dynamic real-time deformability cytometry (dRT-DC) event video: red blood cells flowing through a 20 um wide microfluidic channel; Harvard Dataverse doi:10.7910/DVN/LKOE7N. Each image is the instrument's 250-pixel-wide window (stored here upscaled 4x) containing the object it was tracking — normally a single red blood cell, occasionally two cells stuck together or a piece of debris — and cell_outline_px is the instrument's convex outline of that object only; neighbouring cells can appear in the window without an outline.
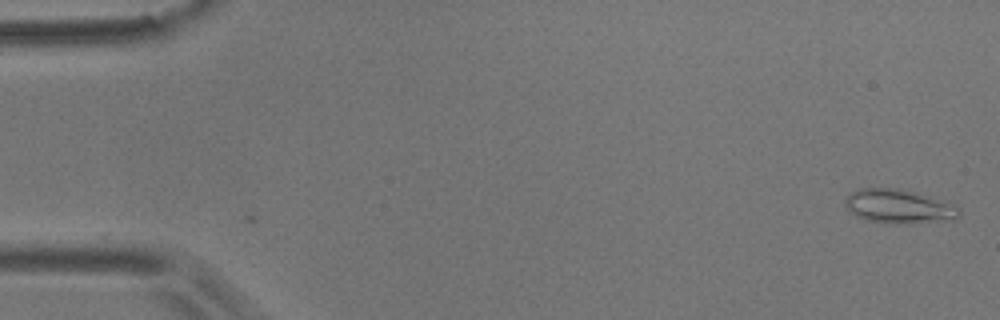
{"species": "common noctule bat (a hibernating species)", "species_latin": "Nyctalus noctula", "temperature_condition": "room temperature", "stored_images_in_passage": 3, "camera_frame_rate_fps": 3000, "um_per_image_px": 0.085, "animal": {"sex": "male", "body_mass_g": 17.9}, "frame": {"image": 1, "passage_image": 1, "time_ms": 0.0, "image_size_px": [1000, 320], "cell_outline_px": [[960, 216], [956, 220], [908, 224], [884, 224], [868, 220], [856, 216], [848, 212], [844, 204], [844, 200], [852, 192], [860, 188], [896, 188], [916, 192], [960, 208]], "centroid_in_image_um": [76.37, 17.58], "position_along_channel_um": 8.6, "area_um2": 22.83}}